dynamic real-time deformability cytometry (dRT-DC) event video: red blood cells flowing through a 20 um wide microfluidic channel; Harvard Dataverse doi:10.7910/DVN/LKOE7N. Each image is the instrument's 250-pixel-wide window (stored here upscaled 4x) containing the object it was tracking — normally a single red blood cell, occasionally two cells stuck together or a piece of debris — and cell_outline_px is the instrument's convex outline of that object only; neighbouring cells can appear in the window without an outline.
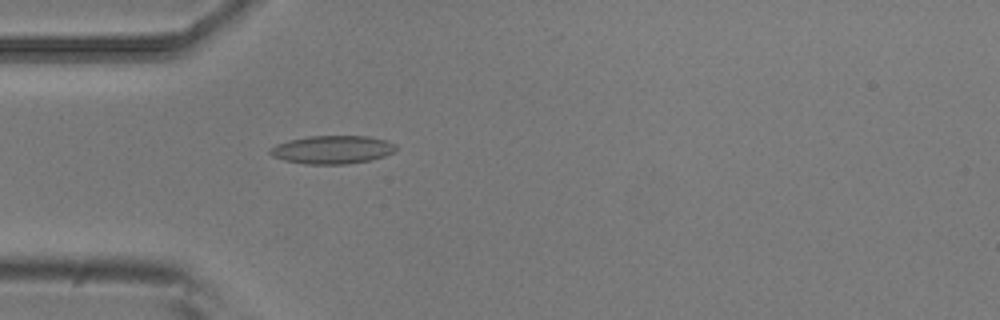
{"species": "common noctule bat (a hibernating species)", "species_latin": "Nyctalus noctula", "temperature_condition": "room temperature", "stored_images_in_passage": 4, "camera_frame_rate_fps": 3000, "um_per_image_px": 0.085, "animal": {"sex": "male", "body_mass_g": 20.5, "forearm_length_mm": 52.5}, "frame": {"image": 1, "passage_image": 4, "time_ms": 1.0, "image_size_px": [1000, 320], "cell_outline_px": [[396, 148], [392, 152], [384, 156], [368, 160], [344, 164], [304, 164], [284, 160], [272, 156], [268, 152], [276, 144], [288, 140], [308, 136], [368, 136], [384, 140], [396, 144]], "centroid_in_image_um": [28.21, 12.71], "position_along_channel_um": 56.8, "area_um2": 20.52}}